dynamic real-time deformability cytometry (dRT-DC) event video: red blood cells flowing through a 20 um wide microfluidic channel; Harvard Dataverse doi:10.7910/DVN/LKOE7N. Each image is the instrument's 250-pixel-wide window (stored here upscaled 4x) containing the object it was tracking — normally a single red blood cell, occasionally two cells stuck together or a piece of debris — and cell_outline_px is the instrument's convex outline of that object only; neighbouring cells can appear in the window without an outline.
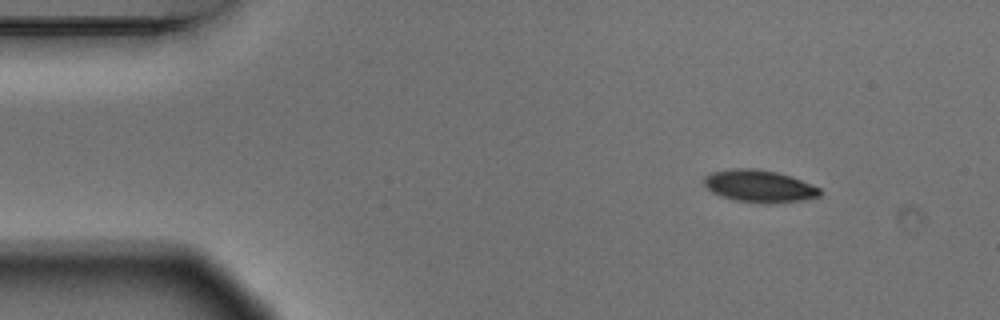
{"species": "Egyptian fruit bat (a non-hibernating species)", "species_latin": "Rousettus aegyptiacus", "temperature_condition": "warm", "stored_images_in_passage": 7, "camera_frame_rate_fps": 3000, "um_per_image_px": 0.085, "animal": {"sex": "male"}, "frame": {"image": 1, "passage_image": 1, "time_ms": 0.0, "image_size_px": [1000, 320], "cell_outline_px": [[820, 196], [800, 200], [736, 200], [720, 196], [712, 192], [704, 184], [704, 176], [712, 172], [732, 168], [756, 168], [776, 172], [812, 184], [820, 188]], "centroid_in_image_um": [64.47, 15.76], "position_along_channel_um": 20.5, "area_um2": 20.69}}
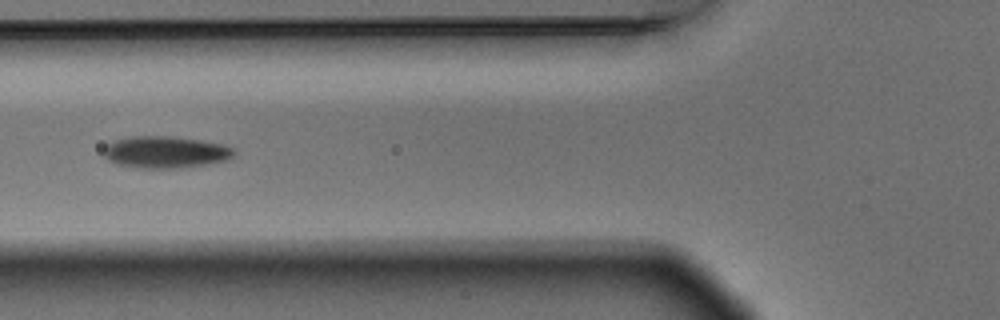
{"frame": {"image": 2, "passage_image": 5, "time_ms": 1.333, "image_size_px": [1000, 320], "cell_outline_px": [[236, 152], [228, 160], [180, 168], [140, 168], [116, 164], [108, 160], [104, 156], [104, 148], [108, 144], [116, 140], [132, 136], [168, 136], [200, 140], [224, 144], [232, 148]], "centroid_in_image_um": [14.06, 12.93], "position_along_channel_um": 111.7, "area_um2": 24.1}}
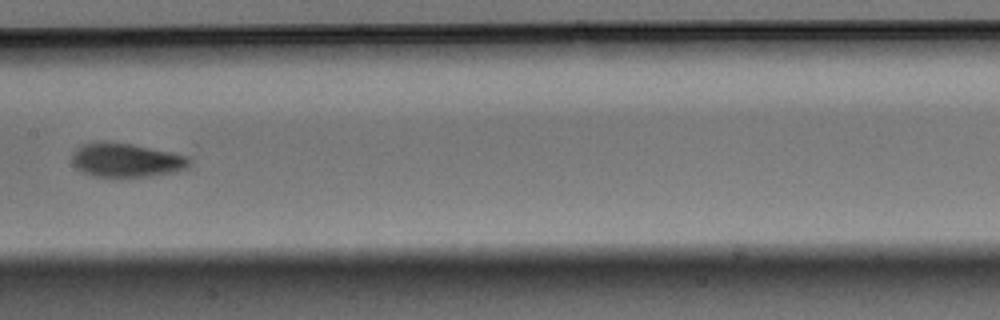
{"frame": {"image": 3, "passage_image": 7, "time_ms": 2.0, "image_size_px": [1000, 320], "cell_outline_px": [[192, 164], [188, 168], [172, 172], [148, 176], [120, 180], [96, 176], [84, 172], [76, 168], [72, 164], [72, 152], [76, 148], [84, 144], [104, 140], [132, 144], [172, 152], [188, 156], [192, 160]], "centroid_in_image_um": [10.73, 13.63], "position_along_channel_um": 196.7, "area_um2": 24.04}}